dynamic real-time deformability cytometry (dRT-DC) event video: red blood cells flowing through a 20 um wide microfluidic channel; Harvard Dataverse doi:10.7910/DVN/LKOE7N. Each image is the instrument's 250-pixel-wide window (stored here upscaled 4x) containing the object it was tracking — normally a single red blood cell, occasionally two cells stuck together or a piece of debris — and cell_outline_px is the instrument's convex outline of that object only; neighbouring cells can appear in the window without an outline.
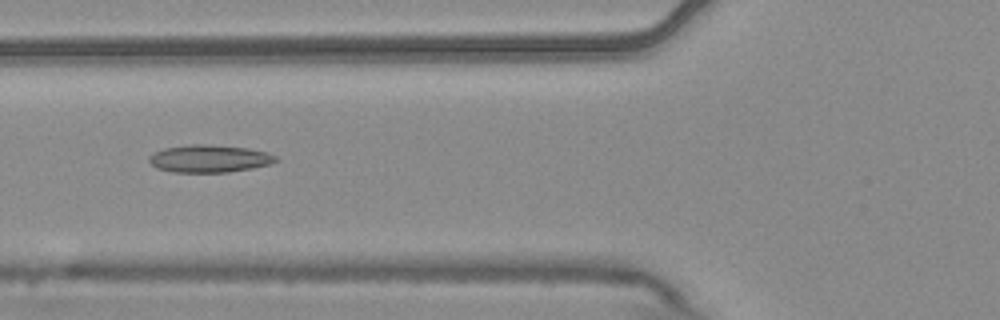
{"species": "common noctule bat (a hibernating species)", "species_latin": "Nyctalus noctula", "temperature_condition": "warm", "stored_images_in_passage": 8, "camera_frame_rate_fps": 3000, "um_per_image_px": 0.085, "animal": {"sex": "male", "body_mass_g": 20.4}, "frame": {"image": 1, "passage_image": 6, "time_ms": 1.667, "image_size_px": [1000, 320], "cell_outline_px": [[280, 160], [272, 164], [252, 168], [228, 172], [172, 172], [156, 168], [148, 160], [148, 156], [164, 148], [188, 144], [208, 144], [248, 148], [268, 152], [276, 156]], "centroid_in_image_um": [17.82, 13.48], "position_along_channel_um": 108.0, "area_um2": 20.52}}
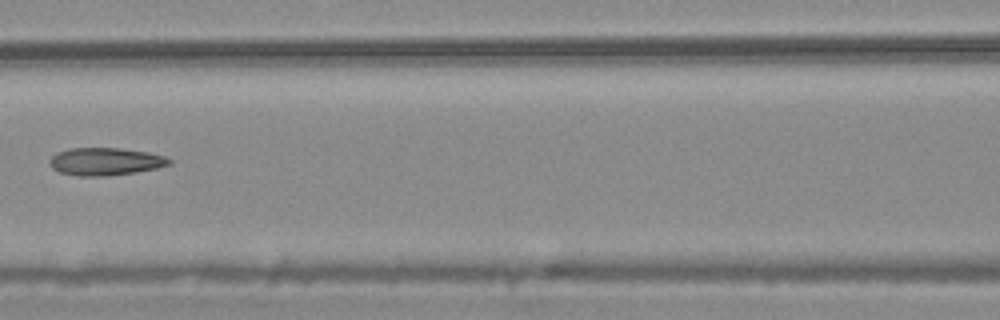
{"frame": {"image": 2, "passage_image": 7, "time_ms": 2.0, "image_size_px": [1000, 320], "cell_outline_px": [[172, 164], [156, 168], [108, 176], [80, 176], [60, 172], [52, 168], [48, 160], [52, 156], [68, 148], [120, 148], [148, 152], [164, 156], [172, 160]], "centroid_in_image_um": [8.96, 13.72], "position_along_channel_um": 157.6, "area_um2": 19.13}}
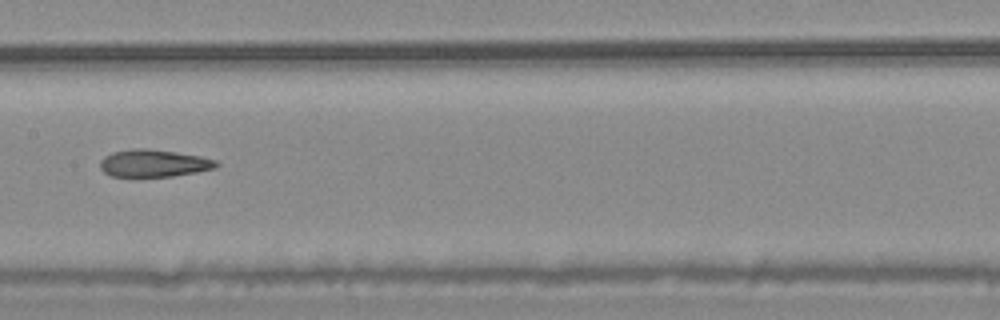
{"frame": {"image": 3, "passage_image": 8, "time_ms": 2.333, "image_size_px": [1000, 320], "cell_outline_px": [[220, 164], [216, 168], [196, 172], [172, 176], [112, 176], [104, 172], [100, 168], [100, 160], [104, 156], [112, 152], [132, 148], [148, 148], [176, 152], [200, 156], [216, 160]], "centroid_in_image_um": [13.06, 13.86], "position_along_channel_um": 194.3, "area_um2": 18.55}}